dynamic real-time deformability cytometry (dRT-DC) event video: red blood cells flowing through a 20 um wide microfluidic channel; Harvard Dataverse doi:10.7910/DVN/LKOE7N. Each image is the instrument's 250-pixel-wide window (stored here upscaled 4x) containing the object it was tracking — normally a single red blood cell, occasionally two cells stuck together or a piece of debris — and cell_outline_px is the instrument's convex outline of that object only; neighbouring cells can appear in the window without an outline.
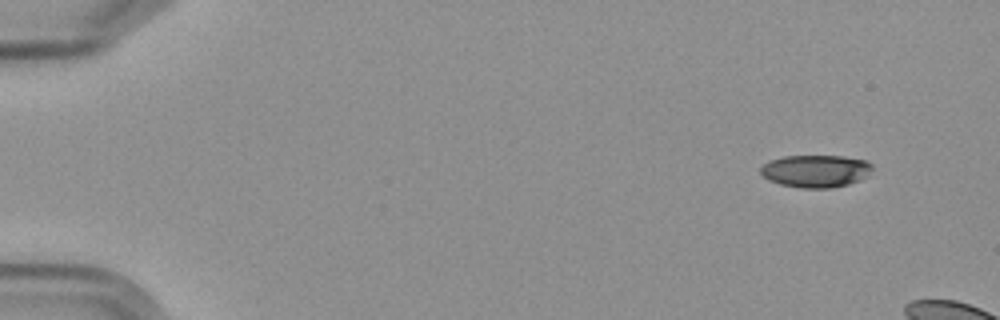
{"species": "Egyptian fruit bat (a non-hibernating species)", "species_latin": "Rousettus aegyptiacus", "temperature_condition": "cold", "stored_images_in_passage": 4, "camera_frame_rate_fps": 3000, "um_per_image_px": 0.085, "frame": {"image": 1, "passage_image": 2, "time_ms": 1.333, "image_size_px": [1000, 320], "cell_outline_px": [[872, 168], [860, 180], [848, 184], [832, 188], [800, 188], [780, 184], [768, 180], [760, 172], [760, 168], [764, 164], [772, 160], [784, 156], [844, 156], [864, 160], [872, 164]], "centroid_in_image_um": [69.31, 14.54], "position_along_channel_um": 15.7, "area_um2": 20.98}}